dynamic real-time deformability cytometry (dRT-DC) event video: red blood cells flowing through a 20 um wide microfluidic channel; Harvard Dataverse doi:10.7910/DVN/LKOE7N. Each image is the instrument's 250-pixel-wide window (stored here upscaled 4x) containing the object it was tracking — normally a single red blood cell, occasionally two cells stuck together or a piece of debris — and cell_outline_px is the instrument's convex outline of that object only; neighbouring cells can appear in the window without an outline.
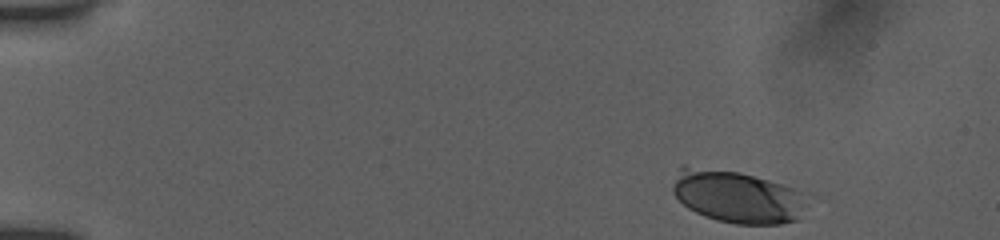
{"species": "human", "species_latin": "Homo sapiens", "temperature_condition": "room temperature", "stored_images_in_passage": 44, "camera_frame_rate_fps": 3000, "um_per_image_px": 0.085, "donor": {"sex": "female"}, "frame": {"image": 1, "passage_image": 1, "time_ms": 0.0, "image_size_px": [1000, 240], "cell_outline_px": [[796, 220], [780, 224], [736, 224], [716, 220], [704, 216], [688, 208], [672, 192], [672, 184], [680, 164], [684, 164], [740, 172], [768, 180], [780, 184], [796, 192]], "centroid_in_image_um": [62.39, 16.68], "position_along_channel_um": 22.6, "area_um2": 39.59}}
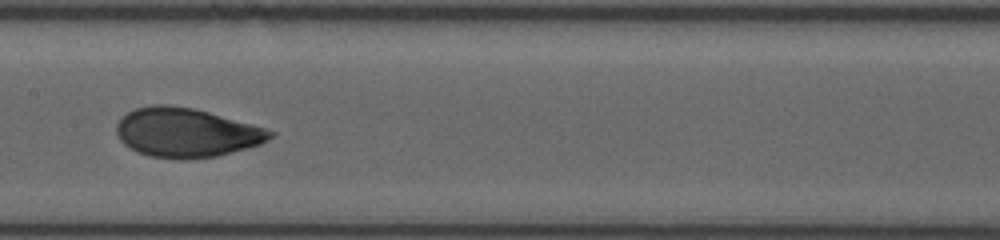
{"frame": {"image": 2, "passage_image": 23, "time_ms": 7.333, "image_size_px": [1000, 240], "cell_outline_px": [[276, 136], [260, 144], [216, 156], [184, 160], [180, 160], [148, 156], [136, 152], [124, 144], [120, 140], [116, 132], [116, 124], [128, 112], [136, 108], [152, 104], [168, 104], [192, 108], [208, 112], [252, 124], [276, 132]], "centroid_in_image_um": [15.82, 11.28], "position_along_channel_um": 191.6, "area_um2": 44.1}}
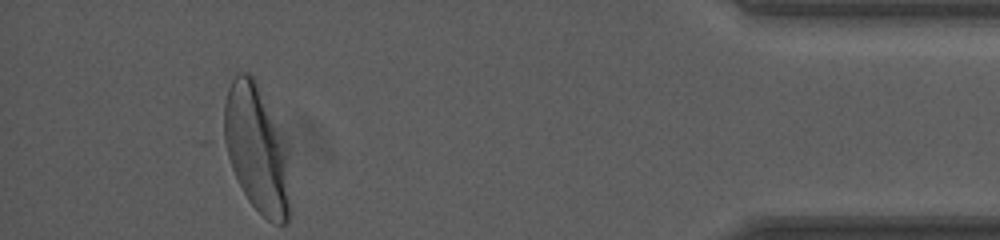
{"frame": {"image": 3, "passage_image": 44, "time_ms": 14.333, "image_size_px": [1000, 240], "cell_outline_px": [[292, 212], [288, 224], [272, 224], [248, 200], [216, 140], [224, 104], [228, 88], [236, 72], [248, 72], [252, 76], [288, 148]], "centroid_in_image_um": [21.75, 12.72], "position_along_channel_um": 413.5, "area_um2": 51.1}, "authors_computed_cell_mechanics": {"area_um2": 43.061, "velocity_mm_per_s": 3.893, "shape_relaxation_time_tau1_ms": 3.2441, "shape_relaxation_time_tau2_ms": null, "deformation_change_tau1": 0.1673, "deformation_change_tau2": null}}